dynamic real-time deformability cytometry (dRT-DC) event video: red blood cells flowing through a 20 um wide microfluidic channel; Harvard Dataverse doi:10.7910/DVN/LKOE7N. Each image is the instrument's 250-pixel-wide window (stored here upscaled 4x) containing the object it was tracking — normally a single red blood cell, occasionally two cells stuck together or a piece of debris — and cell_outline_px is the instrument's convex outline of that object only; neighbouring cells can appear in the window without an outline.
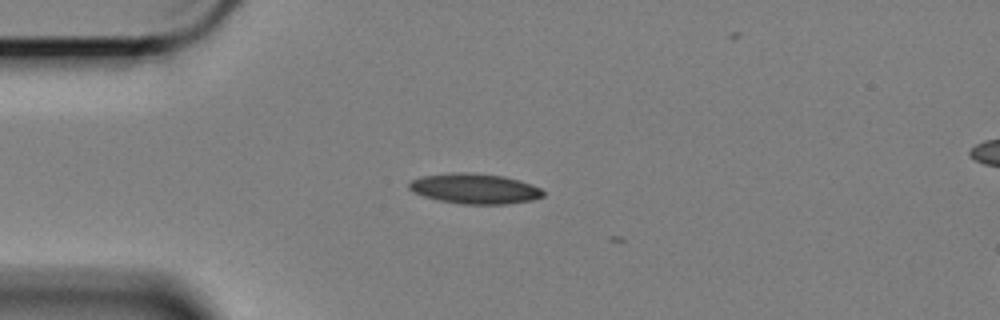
{"species": "Egyptian fruit bat (a non-hibernating species)", "species_latin": "Rousettus aegyptiacus", "temperature_condition": "cold", "stored_images_in_passage": 2, "camera_frame_rate_fps": 3000, "um_per_image_px": 0.085, "animal": {"sex": "female"}, "frame": {"image": 1, "passage_image": 1, "time_ms": 0.0, "image_size_px": [1000, 320], "cell_outline_px": [[544, 196], [532, 200], [508, 204], [460, 204], [440, 200], [424, 196], [412, 192], [408, 188], [408, 184], [412, 180], [420, 176], [448, 172], [472, 172], [504, 176], [520, 180], [532, 184], [540, 188], [544, 192]], "centroid_in_image_um": [40.34, 16.02], "position_along_channel_um": 44.7, "area_um2": 23.93}}